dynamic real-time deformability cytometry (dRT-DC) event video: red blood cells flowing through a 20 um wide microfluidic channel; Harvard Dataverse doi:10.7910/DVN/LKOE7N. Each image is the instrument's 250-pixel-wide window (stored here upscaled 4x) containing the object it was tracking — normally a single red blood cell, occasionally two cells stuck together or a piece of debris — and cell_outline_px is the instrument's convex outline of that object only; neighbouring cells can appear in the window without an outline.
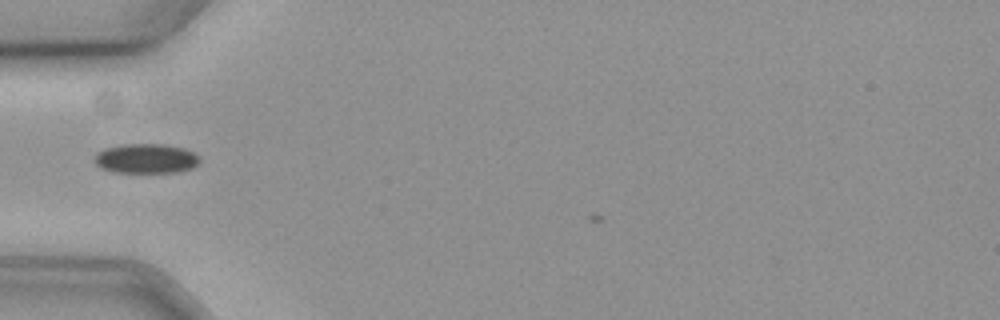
{"species": "common noctule bat (a hibernating species)", "species_latin": "Nyctalus noctula", "temperature_condition": "cold", "stored_images_in_passage": 33, "camera_frame_rate_fps": 3000, "um_per_image_px": 0.085, "animal": {"sex": "female", "body_mass_g": 19.3, "forearm_length_mm": 54.1}, "frame": {"image": 1, "passage_image": 7, "time_ms": 2.0, "image_size_px": [1000, 320], "cell_outline_px": [[200, 160], [192, 168], [176, 172], [112, 172], [100, 168], [96, 164], [96, 152], [104, 148], [124, 144], [164, 144], [184, 148], [192, 152]], "centroid_in_image_um": [12.37, 13.47], "position_along_channel_um": 72.6, "area_um2": 18.03}}
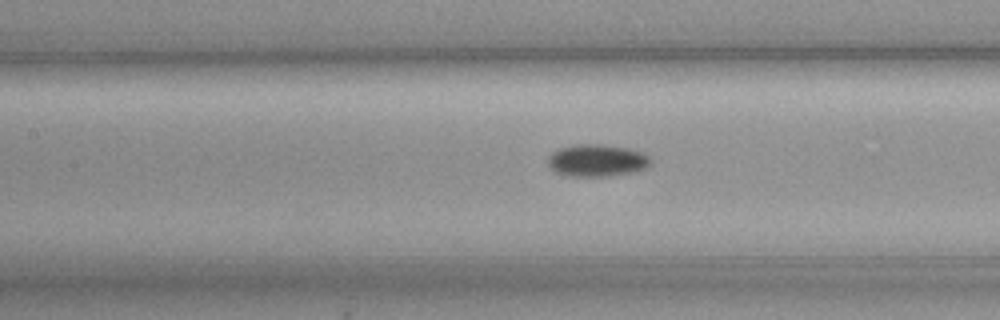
{"frame": {"image": 2, "passage_image": 14, "time_ms": 4.333, "image_size_px": [1000, 320], "cell_outline_px": [[652, 160], [648, 168], [636, 172], [608, 176], [564, 176], [556, 172], [548, 164], [548, 156], [552, 152], [560, 148], [576, 144], [600, 144], [628, 148], [640, 152], [648, 156]], "centroid_in_image_um": [50.75, 13.65], "position_along_channel_um": 156.6, "area_um2": 19.42}}
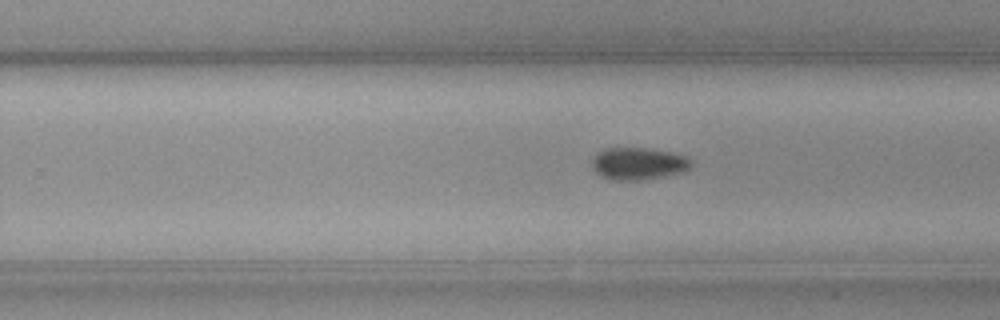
{"frame": {"image": 3, "passage_image": 24, "time_ms": 7.667, "image_size_px": [1000, 320], "cell_outline_px": [[692, 164], [684, 172], [644, 180], [612, 180], [600, 176], [592, 168], [592, 160], [596, 152], [604, 148], [644, 148], [672, 152], [688, 156], [692, 160]], "centroid_in_image_um": [54.25, 13.91], "position_along_channel_um": 275.5, "area_um2": 18.9}, "authors_computed_cell_mechanics": {"area_um2": 18.1492, "velocity_mm_per_s": 3.5938, "shape_relaxation_time_tau1_ms": 8.8067, "shape_relaxation_time_tau2_ms": null, "deformation_change_tau1": 0.088, "deformation_change_tau2": null}}